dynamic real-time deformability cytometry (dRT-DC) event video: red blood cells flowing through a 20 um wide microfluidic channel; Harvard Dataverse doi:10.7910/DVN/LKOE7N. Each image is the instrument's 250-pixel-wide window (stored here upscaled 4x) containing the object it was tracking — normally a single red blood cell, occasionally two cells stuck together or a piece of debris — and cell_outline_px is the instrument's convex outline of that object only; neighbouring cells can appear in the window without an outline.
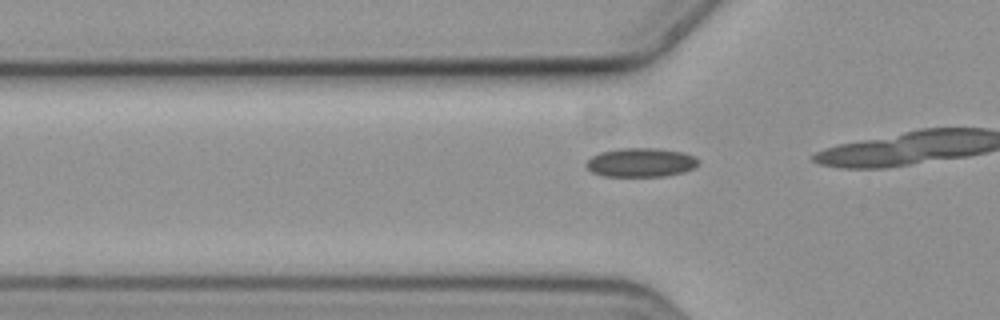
{"species": "common noctule bat (a hibernating species)", "species_latin": "Nyctalus noctula", "temperature_condition": "cold", "stored_images_in_passage": 8, "camera_frame_rate_fps": 3000, "um_per_image_px": 0.085, "animal": {"sex": "female", "body_mass_g": 19.3, "forearm_length_mm": 54.1}, "frame": {"image": 1, "passage_image": 6, "time_ms": 1.667, "image_size_px": [1000, 320], "cell_outline_px": [[700, 164], [696, 168], [684, 172], [664, 176], [604, 176], [592, 172], [584, 164], [592, 156], [600, 152], [620, 148], [660, 148], [684, 152], [696, 156], [700, 160]], "centroid_in_image_um": [54.54, 13.8], "position_along_channel_um": 71.3, "area_um2": 19.25}}